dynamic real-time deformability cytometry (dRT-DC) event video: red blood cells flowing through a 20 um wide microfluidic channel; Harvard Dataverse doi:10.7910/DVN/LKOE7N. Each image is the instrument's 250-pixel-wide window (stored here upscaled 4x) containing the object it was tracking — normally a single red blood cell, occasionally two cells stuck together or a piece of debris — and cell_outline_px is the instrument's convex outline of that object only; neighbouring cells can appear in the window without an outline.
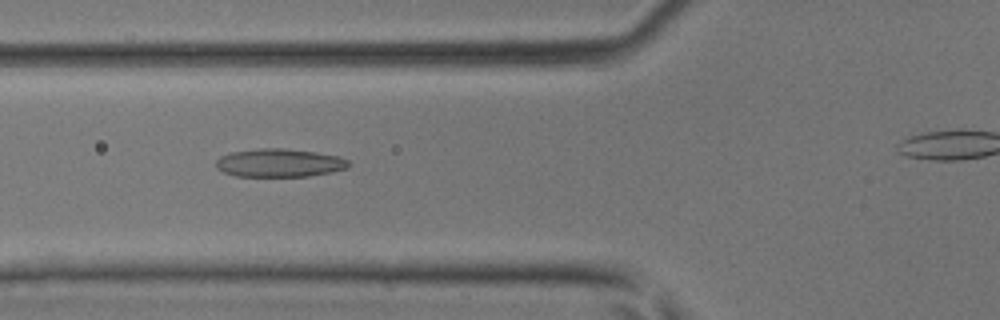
{"species": "common noctule bat (a hibernating species)", "species_latin": "Nyctalus noctula", "temperature_condition": "room temperature", "stored_images_in_passage": 4, "camera_frame_rate_fps": 3000, "um_per_image_px": 0.085, "animal": {"sex": "male", "body_mass_g": 17.9, "forearm_length_mm": 54.2}, "frame": {"image": 1, "passage_image": 4, "time_ms": 1.0, "image_size_px": [1000, 320], "cell_outline_px": [[352, 164], [348, 168], [332, 172], [308, 176], [236, 176], [224, 172], [216, 168], [216, 160], [220, 156], [232, 152], [260, 148], [284, 148], [316, 152], [340, 156], [348, 160]], "centroid_in_image_um": [23.78, 13.84], "position_along_channel_um": 102.0, "area_um2": 21.96}}